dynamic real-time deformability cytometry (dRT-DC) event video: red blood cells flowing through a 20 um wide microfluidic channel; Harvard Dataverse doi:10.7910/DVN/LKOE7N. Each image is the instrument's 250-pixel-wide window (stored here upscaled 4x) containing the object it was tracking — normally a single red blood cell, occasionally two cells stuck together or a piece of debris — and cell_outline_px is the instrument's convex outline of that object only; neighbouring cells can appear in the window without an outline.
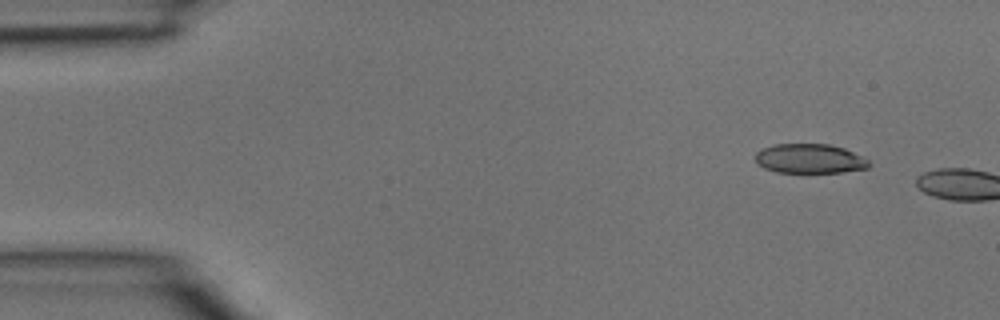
{"species": "common noctule bat (a hibernating species)", "species_latin": "Nyctalus noctula", "temperature_condition": "room temperature", "stored_images_in_passage": 2, "camera_frame_rate_fps": 3000, "um_per_image_px": 0.085, "animal": {"sex": "male", "body_mass_g": 15.6}, "frame": {"image": 1, "passage_image": 1, "time_ms": 0.0, "image_size_px": [1000, 320], "cell_outline_px": [[872, 164], [868, 168], [840, 172], [776, 172], [764, 168], [756, 164], [756, 152], [764, 148], [776, 144], [828, 144], [844, 148], [864, 156]], "centroid_in_image_um": [68.85, 13.48], "position_along_channel_um": 16.2, "area_um2": 19.54}}